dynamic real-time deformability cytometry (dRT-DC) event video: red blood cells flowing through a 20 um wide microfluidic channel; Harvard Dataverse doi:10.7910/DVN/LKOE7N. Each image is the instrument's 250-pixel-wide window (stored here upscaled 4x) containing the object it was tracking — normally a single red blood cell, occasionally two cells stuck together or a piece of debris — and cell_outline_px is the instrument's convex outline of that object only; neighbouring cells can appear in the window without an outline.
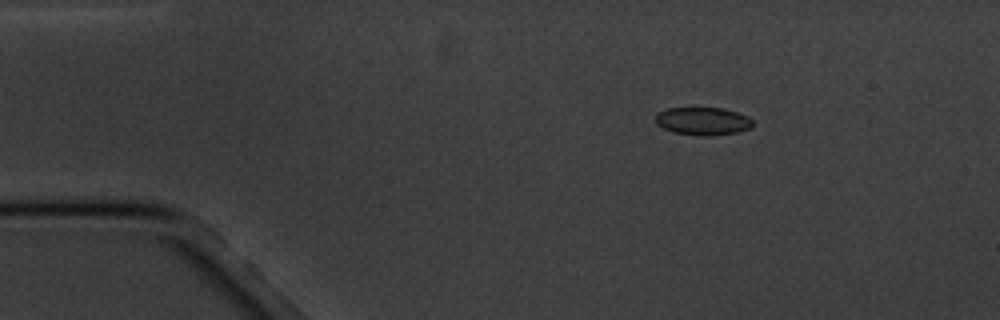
{"species": "common noctule bat (a hibernating species)", "species_latin": "Nyctalus noctula", "temperature_condition": "cold", "stored_images_in_passage": 3, "camera_frame_rate_fps": 3000, "um_per_image_px": 0.085, "animal": {"sex": "male", "body_mass_g": 20.1, "forearm_length_mm": 53.5}, "frame": {"image": 1, "passage_image": 1, "time_ms": 0.0, "image_size_px": [1000, 320], "cell_outline_px": [[752, 128], [736, 132], [708, 136], [700, 136], [676, 132], [664, 128], [656, 124], [656, 112], [668, 108], [724, 108], [748, 116], [752, 120]], "centroid_in_image_um": [59.74, 10.29], "position_along_channel_um": 25.3, "area_um2": 15.72}}